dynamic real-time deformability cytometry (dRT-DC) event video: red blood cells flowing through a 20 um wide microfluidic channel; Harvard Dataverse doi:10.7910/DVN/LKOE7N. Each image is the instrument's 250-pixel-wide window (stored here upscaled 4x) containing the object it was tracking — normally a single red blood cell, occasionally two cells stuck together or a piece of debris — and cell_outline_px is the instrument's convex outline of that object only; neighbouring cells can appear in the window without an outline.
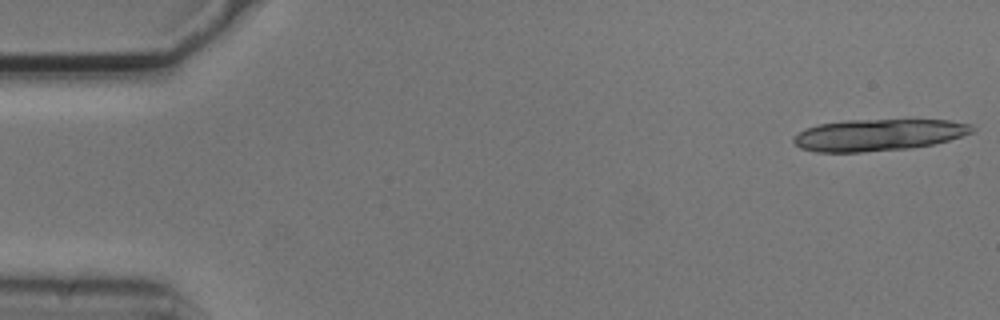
{"species": "common noctule bat (a hibernating species)", "species_latin": "Nyctalus noctula", "temperature_condition": "cold", "stored_images_in_passage": 5, "camera_frame_rate_fps": 3000, "um_per_image_px": 0.085, "animal": {"sex": "male", "body_mass_g": 20.5, "forearm_length_mm": 52.5}, "frame": {"image": 1, "passage_image": 1, "time_ms": 0.0, "image_size_px": [1000, 320], "cell_outline_px": [[976, 132], [948, 140], [932, 144], [912, 148], [860, 152], [816, 152], [800, 148], [792, 140], [800, 132], [808, 128], [820, 124], [848, 120], [948, 120], [972, 124], [976, 128]], "centroid_in_image_um": [74.72, 11.47], "position_along_channel_um": 10.3, "area_um2": 32.89}}